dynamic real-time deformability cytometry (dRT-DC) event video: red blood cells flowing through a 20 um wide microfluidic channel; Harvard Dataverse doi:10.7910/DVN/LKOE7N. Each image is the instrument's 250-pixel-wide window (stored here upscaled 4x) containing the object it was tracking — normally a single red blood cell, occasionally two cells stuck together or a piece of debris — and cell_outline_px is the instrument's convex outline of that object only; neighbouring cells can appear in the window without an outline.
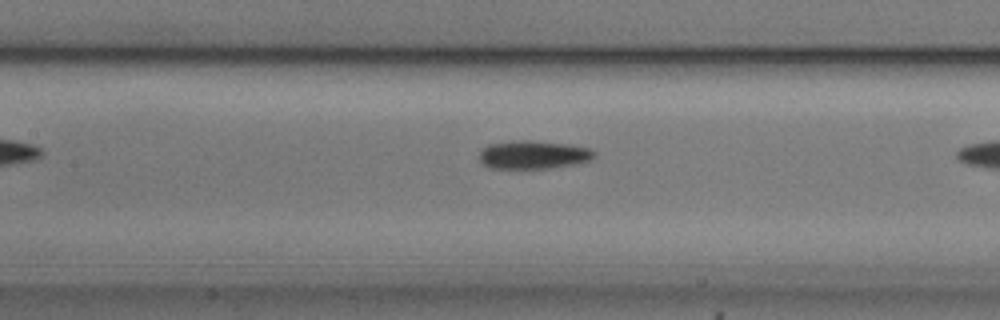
{"species": "common noctule bat (a hibernating species)", "species_latin": "Nyctalus noctula", "temperature_condition": "cold", "stored_images_in_passage": 12, "camera_frame_rate_fps": 3000, "um_per_image_px": 0.085, "animal": {"sex": "male", "body_mass_g": 20.5, "forearm_length_mm": 52.5}, "frame": {"image": 1, "passage_image": 10, "time_ms": 3.0, "image_size_px": [1000, 320], "cell_outline_px": [[596, 156], [588, 160], [576, 164], [552, 168], [488, 168], [480, 160], [480, 152], [488, 144], [516, 140], [528, 140], [568, 144], [588, 148], [596, 152]], "centroid_in_image_um": [45.34, 13.15], "position_along_channel_um": 162.1, "area_um2": 18.9}}